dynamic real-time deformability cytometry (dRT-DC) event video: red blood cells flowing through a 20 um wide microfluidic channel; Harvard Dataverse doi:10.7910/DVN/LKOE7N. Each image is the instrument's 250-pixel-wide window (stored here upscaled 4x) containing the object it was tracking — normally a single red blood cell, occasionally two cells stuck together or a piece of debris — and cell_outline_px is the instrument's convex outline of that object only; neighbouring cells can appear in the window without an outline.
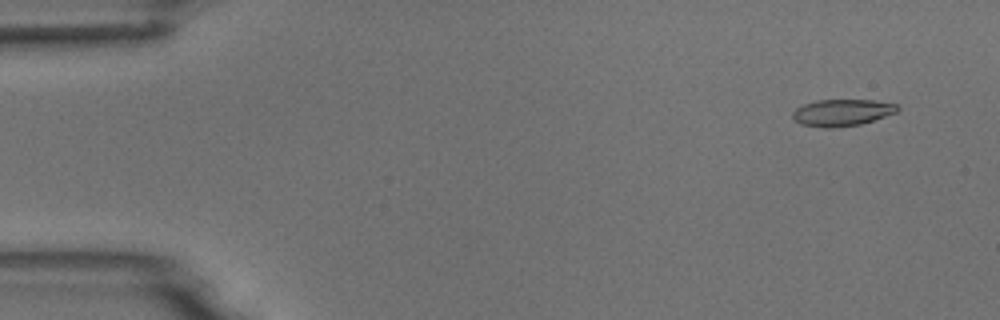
{"species": "common noctule bat (a hibernating species)", "species_latin": "Nyctalus noctula", "temperature_condition": "room temperature", "stored_images_in_passage": 5, "camera_frame_rate_fps": 3000, "um_per_image_px": 0.085, "animal": {"sex": "male", "body_mass_g": 18.8}, "frame": {"image": 1, "passage_image": 1, "time_ms": 0.0, "image_size_px": [1000, 320], "cell_outline_px": [[900, 108], [896, 112], [860, 124], [832, 128], [824, 128], [800, 124], [792, 116], [792, 112], [796, 108], [804, 104], [816, 100], [872, 100], [896, 104]], "centroid_in_image_um": [71.54, 9.57], "position_along_channel_um": 13.5, "area_um2": 16.18}}
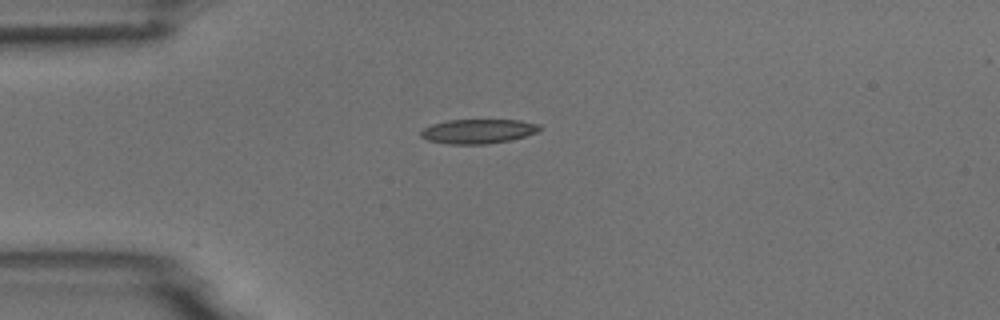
{"frame": {"image": 2, "passage_image": 4, "time_ms": 3.333, "image_size_px": [1000, 320], "cell_outline_px": [[540, 128], [536, 132], [524, 136], [508, 140], [484, 144], [448, 144], [428, 140], [420, 136], [420, 132], [424, 128], [432, 124], [448, 120], [520, 120], [540, 124]], "centroid_in_image_um": [40.61, 11.15], "position_along_channel_um": 44.4, "area_um2": 16.7}}